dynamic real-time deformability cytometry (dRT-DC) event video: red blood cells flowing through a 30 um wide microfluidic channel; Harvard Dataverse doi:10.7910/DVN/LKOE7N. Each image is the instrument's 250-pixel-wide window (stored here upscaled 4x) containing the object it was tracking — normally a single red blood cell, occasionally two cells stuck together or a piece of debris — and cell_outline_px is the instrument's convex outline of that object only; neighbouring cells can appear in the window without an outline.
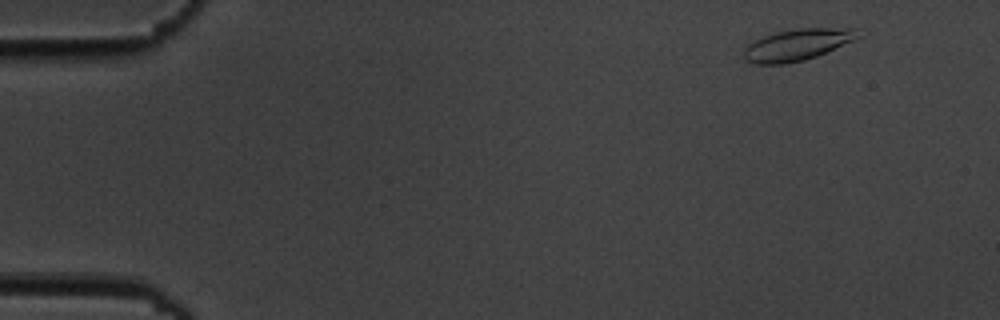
{"species": "common noctule bat (a hibernating species)", "species_latin": "Nyctalus noctula", "temperature_condition": "cold", "stored_images_in_passage": 5, "camera_frame_rate_fps": 3000, "um_per_image_px": 0.085, "animal": {"sex": "male", "body_mass_g": 19.5, "forearm_length_mm": 54.6}, "frame": {"image": 1, "passage_image": 1, "time_ms": 0.0, "image_size_px": [1000, 320], "cell_outline_px": [[860, 36], [856, 40], [816, 56], [804, 60], [784, 64], [752, 64], [744, 60], [744, 48], [748, 44], [764, 36], [776, 32], [800, 28], [856, 28]], "centroid_in_image_um": [67.76, 3.81], "position_along_channel_um": 17.2, "area_um2": 20.98}}
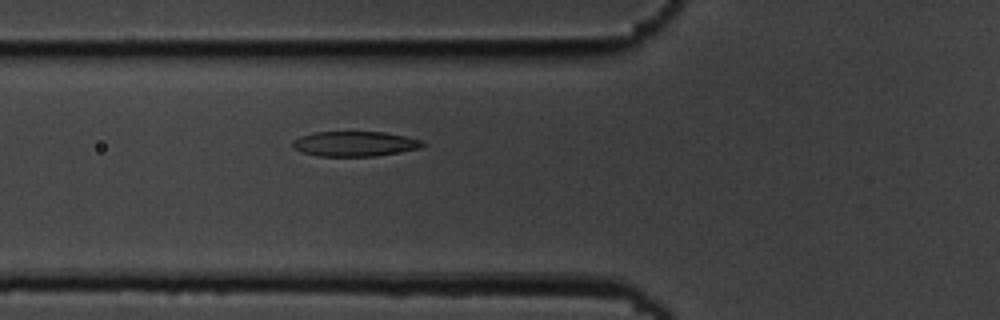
{"frame": {"image": 2, "passage_image": 5, "time_ms": 5.333, "image_size_px": [1000, 320], "cell_outline_px": [[428, 144], [420, 148], [376, 156], [320, 156], [304, 152], [292, 148], [292, 140], [300, 136], [316, 132], [384, 132], [404, 136], [420, 140]], "centroid_in_image_um": [30.15, 12.22], "position_along_channel_um": 95.7, "area_um2": 18.84}}